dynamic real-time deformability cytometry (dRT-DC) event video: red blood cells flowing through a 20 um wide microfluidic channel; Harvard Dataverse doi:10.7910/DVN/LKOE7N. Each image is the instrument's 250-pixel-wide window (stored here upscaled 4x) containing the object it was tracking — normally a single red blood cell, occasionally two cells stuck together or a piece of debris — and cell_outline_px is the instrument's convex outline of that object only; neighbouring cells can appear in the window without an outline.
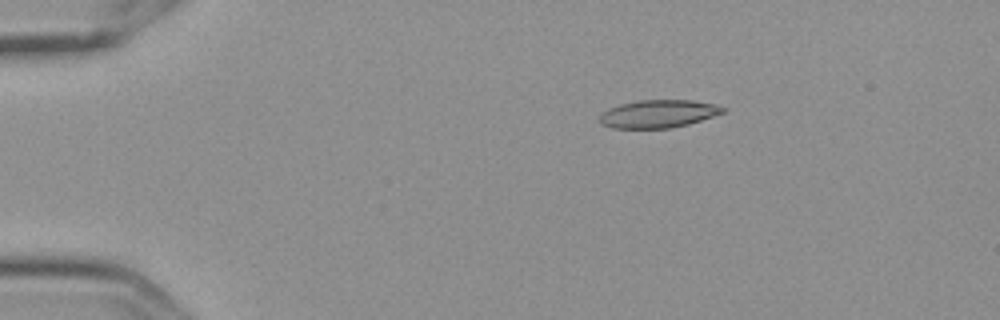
{"species": "Egyptian fruit bat (a non-hibernating species)", "species_latin": "Rousettus aegyptiacus", "temperature_condition": "cold", "stored_images_in_passage": 4, "camera_frame_rate_fps": 3000, "um_per_image_px": 0.085, "frame": {"image": 1, "passage_image": 2, "time_ms": 0.333, "image_size_px": [1000, 320], "cell_outline_px": [[728, 108], [724, 112], [688, 124], [668, 128], [612, 128], [600, 124], [600, 116], [608, 108], [620, 104], [636, 100], [692, 100], [716, 104]], "centroid_in_image_um": [55.96, 9.66], "position_along_channel_um": 29.0, "area_um2": 20.0}}
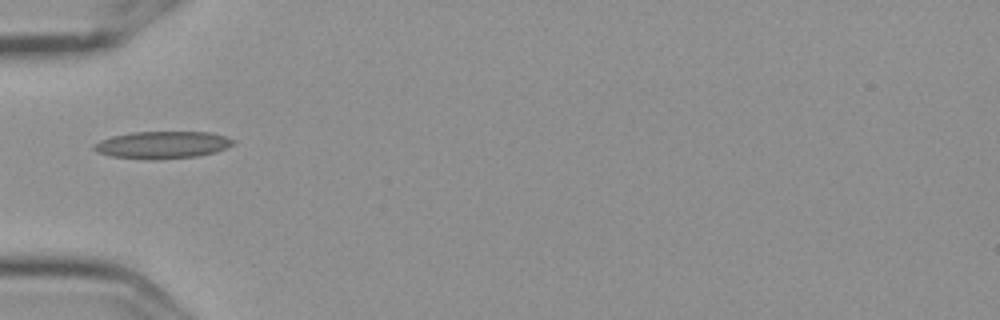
{"frame": {"image": 2, "passage_image": 4, "time_ms": 1.0, "image_size_px": [1000, 320], "cell_outline_px": [[236, 140], [232, 144], [216, 152], [196, 156], [112, 156], [96, 152], [92, 148], [92, 144], [100, 140], [112, 136], [132, 132], [212, 132]], "centroid_in_image_um": [13.81, 12.25], "position_along_channel_um": 71.2, "area_um2": 20.87}}